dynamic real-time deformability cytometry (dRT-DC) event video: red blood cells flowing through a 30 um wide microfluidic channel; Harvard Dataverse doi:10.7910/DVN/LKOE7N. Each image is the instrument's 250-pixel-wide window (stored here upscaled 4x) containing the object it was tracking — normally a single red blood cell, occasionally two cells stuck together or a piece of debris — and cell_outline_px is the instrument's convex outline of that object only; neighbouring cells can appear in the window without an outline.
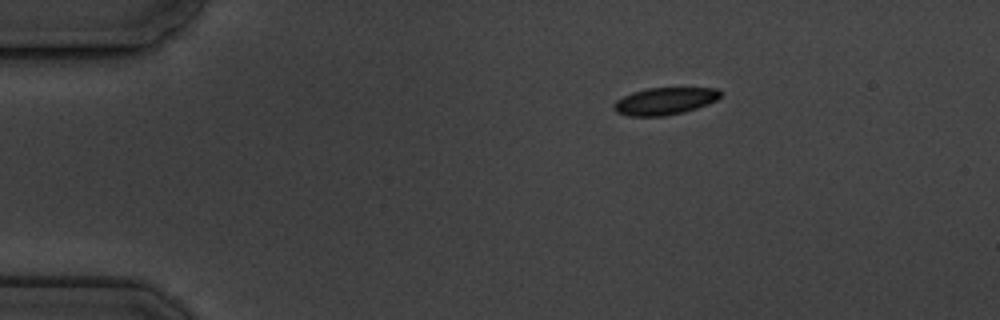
{"species": "common noctule bat (a hibernating species)", "species_latin": "Nyctalus noctula", "temperature_condition": "cold", "stored_images_in_passage": 3, "camera_frame_rate_fps": 3000, "um_per_image_px": 0.085, "animal": {"sex": "male", "body_mass_g": 19.5, "forearm_length_mm": 54.6}, "frame": {"image": 1, "passage_image": 1, "time_ms": 0.0, "image_size_px": [1000, 320], "cell_outline_px": [[724, 92], [716, 100], [708, 104], [684, 112], [664, 116], [628, 116], [616, 112], [612, 108], [612, 104], [616, 100], [632, 92], [648, 88], [716, 88]], "centroid_in_image_um": [56.49, 8.59], "position_along_channel_um": 28.5, "area_um2": 16.99}}